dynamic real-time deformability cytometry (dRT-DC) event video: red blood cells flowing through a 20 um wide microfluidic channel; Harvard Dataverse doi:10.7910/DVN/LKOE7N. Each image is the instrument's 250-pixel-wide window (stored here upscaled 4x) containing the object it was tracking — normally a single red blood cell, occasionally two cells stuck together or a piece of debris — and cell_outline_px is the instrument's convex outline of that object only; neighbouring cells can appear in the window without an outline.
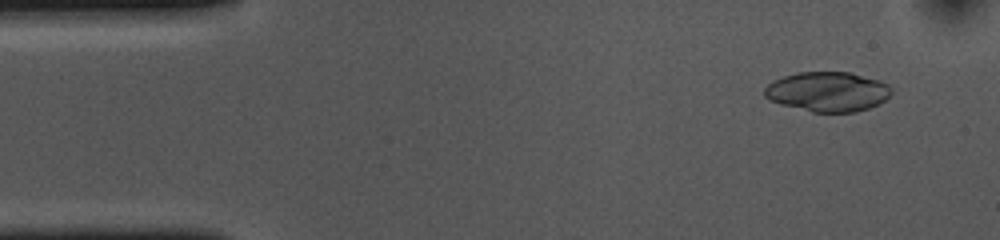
{"species": "common noctule bat (a hibernating species)", "species_latin": "Nyctalus noctula", "temperature_condition": "cold", "stored_images_in_passage": 53, "camera_frame_rate_fps": 3000, "um_per_image_px": 0.085, "animal": {"sex": "female", "body_mass_g": 10.0, "forearm_length_mm": 53.1}, "frame": {"image": 1, "passage_image": 4, "time_ms": 1.0, "image_size_px": [1000, 240], "cell_outline_px": [[892, 92], [880, 104], [856, 112], [812, 112], [780, 104], [768, 100], [764, 96], [764, 88], [768, 84], [784, 76], [796, 72], [848, 72], [880, 80], [888, 84], [892, 88]], "centroid_in_image_um": [70.35, 7.8], "position_along_channel_um": 14.6, "area_um2": 29.48}}
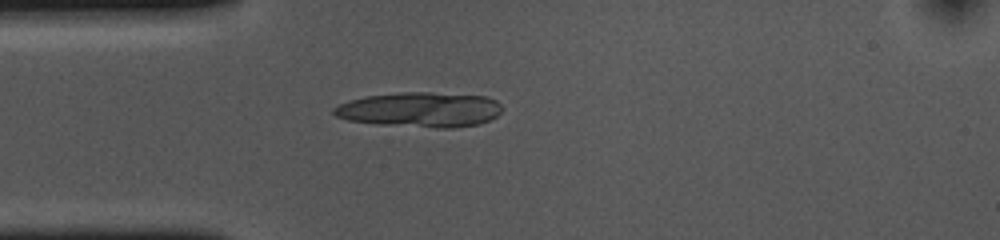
{"frame": {"image": 2, "passage_image": 13, "time_ms": 4.0, "image_size_px": [1000, 240], "cell_outline_px": [[504, 108], [496, 116], [480, 124], [452, 128], [436, 128], [376, 124], [348, 120], [336, 116], [332, 112], [332, 108], [340, 104], [364, 96], [400, 92], [428, 92], [484, 96], [496, 100]], "centroid_in_image_um": [35.72, 9.32], "position_along_channel_um": 49.3, "area_um2": 34.39}}